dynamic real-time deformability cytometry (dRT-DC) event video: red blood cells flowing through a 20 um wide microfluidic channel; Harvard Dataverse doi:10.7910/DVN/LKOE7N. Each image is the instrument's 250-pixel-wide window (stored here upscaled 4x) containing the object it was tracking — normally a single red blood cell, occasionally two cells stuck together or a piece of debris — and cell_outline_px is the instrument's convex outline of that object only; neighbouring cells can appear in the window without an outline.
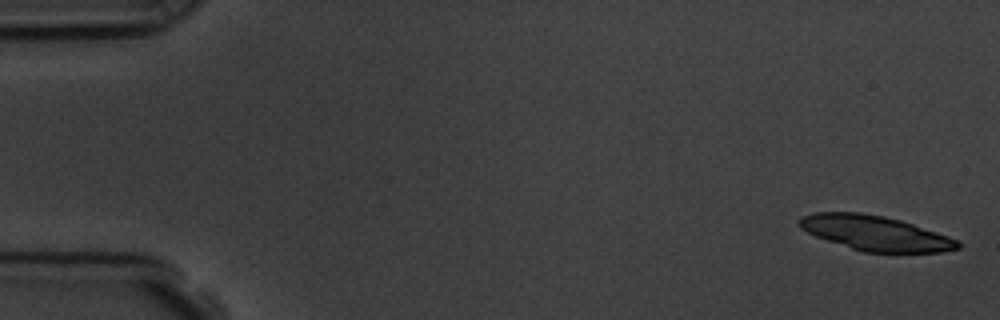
{"species": "common noctule bat (a hibernating species)", "species_latin": "Nyctalus noctula", "temperature_condition": "room temperature", "stored_images_in_passage": 6, "camera_frame_rate_fps": 3000, "um_per_image_px": 0.085, "animal": {"sex": "male", "body_mass_g": 19.5, "forearm_length_mm": 54.6}, "frame": {"image": 1, "passage_image": 1, "time_ms": 0.0, "image_size_px": [1000, 320], "cell_outline_px": [[960, 248], [940, 252], [864, 252], [816, 236], [800, 228], [796, 224], [796, 220], [800, 216], [816, 212], [860, 212], [884, 216], [900, 220], [948, 236], [956, 240], [960, 244]], "centroid_in_image_um": [74.34, 19.8], "position_along_channel_um": 10.7, "area_um2": 31.91}}